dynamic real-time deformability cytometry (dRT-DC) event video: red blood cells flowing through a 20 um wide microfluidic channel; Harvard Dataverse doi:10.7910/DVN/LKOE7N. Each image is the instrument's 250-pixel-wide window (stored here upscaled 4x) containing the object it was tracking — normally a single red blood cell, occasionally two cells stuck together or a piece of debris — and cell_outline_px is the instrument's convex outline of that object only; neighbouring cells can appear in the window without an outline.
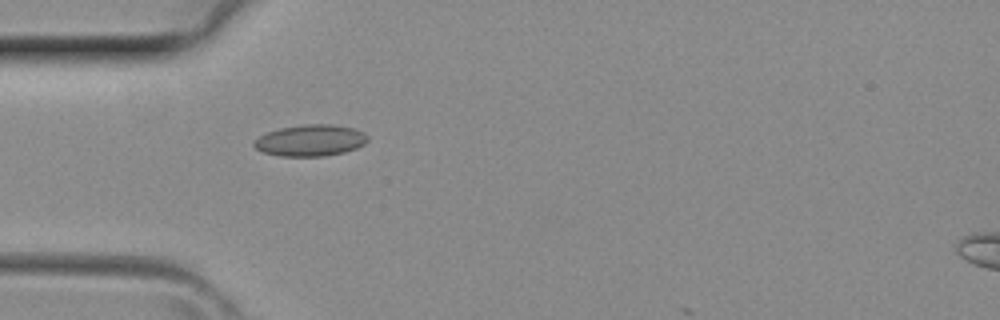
{"species": "common noctule bat (a hibernating species)", "species_latin": "Nyctalus noctula", "temperature_condition": "room temperature", "stored_images_in_passage": 3, "camera_frame_rate_fps": 3000, "um_per_image_px": 0.085, "animal": {"sex": "female", "body_mass_g": 29.2, "forearm_length_mm": 56.3}, "frame": {"image": 1, "passage_image": 2, "time_ms": 0.333, "image_size_px": [1000, 320], "cell_outline_px": [[368, 140], [364, 144], [356, 148], [344, 152], [324, 156], [280, 156], [264, 152], [256, 148], [252, 144], [252, 140], [268, 132], [280, 128], [304, 124], [332, 124], [352, 128], [364, 132], [368, 136]], "centroid_in_image_um": [26.38, 11.93], "position_along_channel_um": 58.6, "area_um2": 20.81}}